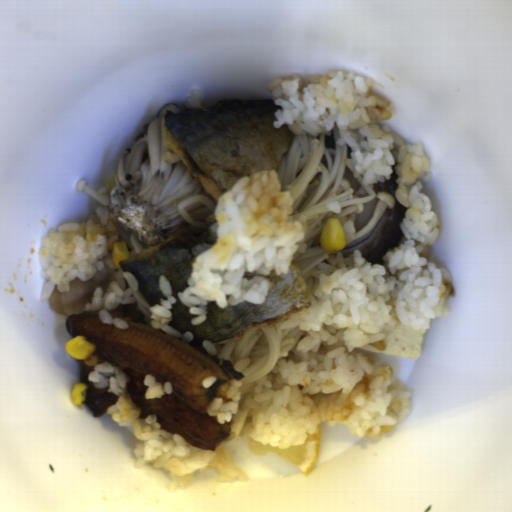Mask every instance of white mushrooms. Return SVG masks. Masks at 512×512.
Masks as SVG:
<instances>
[{"instance_id":"white-mushrooms-1","label":"white mushrooms","mask_w":512,"mask_h":512,"mask_svg":"<svg viewBox=\"0 0 512 512\" xmlns=\"http://www.w3.org/2000/svg\"><path fill=\"white\" fill-rule=\"evenodd\" d=\"M180 113L168 105L149 122L132 146L122 150L109 187L94 189L86 180L77 191L96 199L102 225L114 222L128 255H138L186 228L192 237L204 233L214 214L216 199L205 190L179 156L163 144L165 113Z\"/></svg>"}]
</instances>
